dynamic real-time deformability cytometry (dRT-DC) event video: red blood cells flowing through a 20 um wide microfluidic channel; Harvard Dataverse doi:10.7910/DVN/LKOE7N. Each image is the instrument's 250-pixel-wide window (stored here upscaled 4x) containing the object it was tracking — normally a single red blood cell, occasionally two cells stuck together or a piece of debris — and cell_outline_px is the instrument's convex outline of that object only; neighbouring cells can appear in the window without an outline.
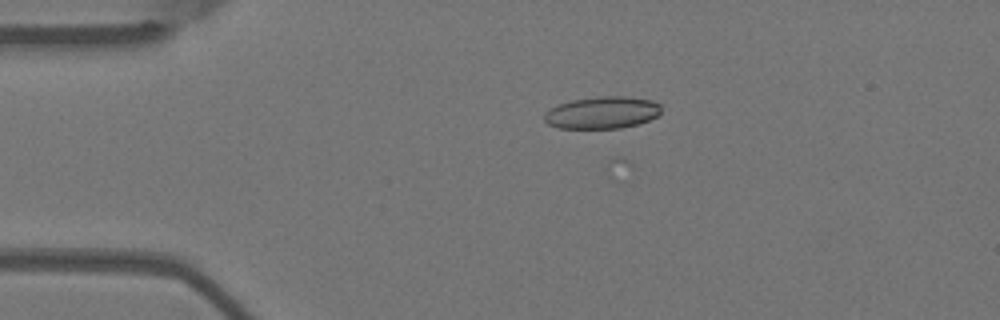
{"species": "Egyptian fruit bat (a non-hibernating species)", "species_latin": "Rousettus aegyptiacus", "temperature_condition": "warm", "stored_images_in_passage": 6, "camera_frame_rate_fps": 3000, "um_per_image_px": 0.085, "animal": {"sex": "female"}, "frame": {"image": 1, "passage_image": 3, "time_ms": 0.667, "image_size_px": [1000, 320], "cell_outline_px": [[660, 112], [656, 116], [648, 120], [636, 124], [620, 128], [556, 128], [548, 124], [544, 120], [544, 112], [560, 104], [572, 100], [596, 96], [624, 96], [652, 100], [660, 104]], "centroid_in_image_um": [51.16, 9.57], "position_along_channel_um": 33.8, "area_um2": 21.79}}
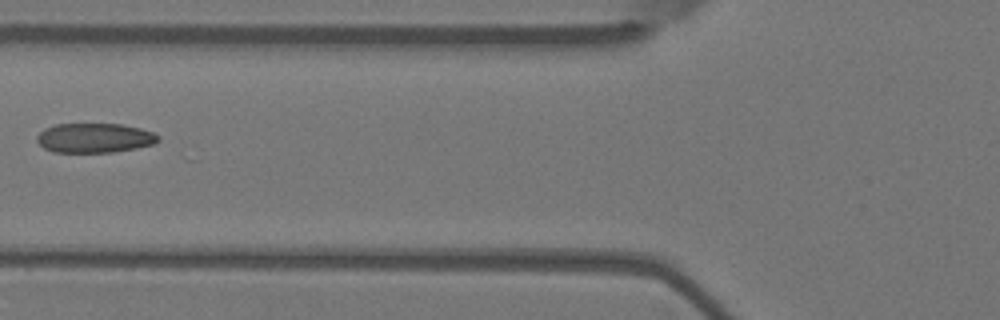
{"frame": {"image": 2, "passage_image": 5, "time_ms": 1.333, "image_size_px": [1000, 320], "cell_outline_px": [[160, 140], [152, 144], [136, 148], [112, 152], [52, 152], [44, 148], [36, 140], [36, 136], [44, 128], [56, 124], [120, 124], [140, 128], [152, 132], [160, 136]], "centroid_in_image_um": [8.02, 11.72], "position_along_channel_um": 117.8, "area_um2": 20.87}}
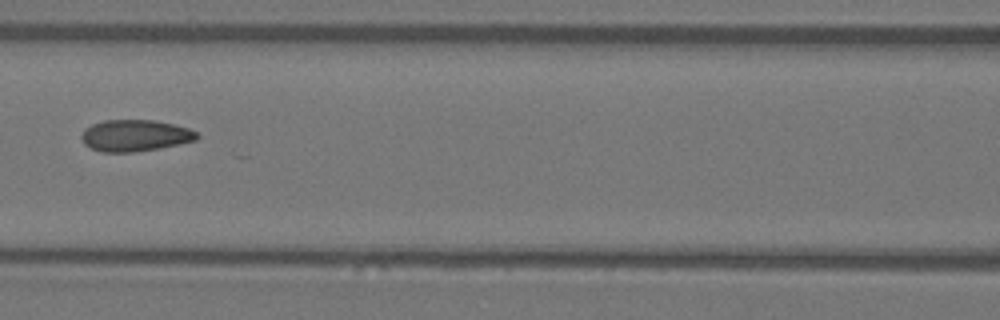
{"frame": {"image": 3, "passage_image": 6, "time_ms": 1.667, "image_size_px": [1000, 320], "cell_outline_px": [[200, 136], [196, 140], [180, 144], [160, 148], [136, 152], [104, 152], [92, 148], [84, 144], [80, 136], [84, 128], [92, 124], [104, 120], [156, 120], [188, 128], [196, 132]], "centroid_in_image_um": [11.47, 11.52], "position_along_channel_um": 155.1, "area_um2": 21.33}}